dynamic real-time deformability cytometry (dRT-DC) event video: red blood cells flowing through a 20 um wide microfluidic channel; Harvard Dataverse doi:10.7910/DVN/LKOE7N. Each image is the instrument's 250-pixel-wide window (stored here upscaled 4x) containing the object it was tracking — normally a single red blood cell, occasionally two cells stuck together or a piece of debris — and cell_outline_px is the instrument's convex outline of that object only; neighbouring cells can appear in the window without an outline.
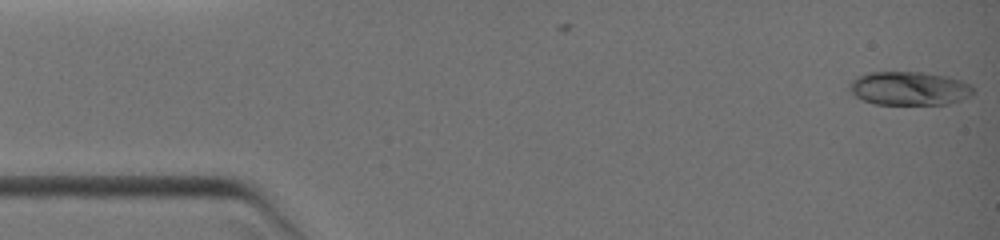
{"species": "common noctule bat (a hibernating species)", "species_latin": "Nyctalus noctula", "temperature_condition": "warm", "stored_images_in_passage": 2, "camera_frame_rate_fps": 3000, "um_per_image_px": 0.085, "animal": {"sex": "female", "body_mass_g": 19.0, "forearm_length_mm": 51.5}, "frame": {"image": 1, "passage_image": 2, "time_ms": 0.333, "image_size_px": [1000, 240], "cell_outline_px": [[972, 92], [968, 96], [948, 104], [876, 104], [864, 100], [856, 96], [848, 88], [852, 80], [856, 76], [868, 72], [920, 72], [948, 76], [972, 84]], "centroid_in_image_um": [77.26, 7.5], "position_along_channel_um": 7.7, "area_um2": 24.1}}